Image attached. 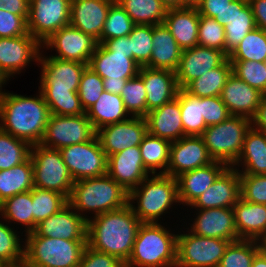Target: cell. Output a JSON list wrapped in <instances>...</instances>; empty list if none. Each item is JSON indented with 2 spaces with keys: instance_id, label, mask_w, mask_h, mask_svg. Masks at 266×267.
Masks as SVG:
<instances>
[{
  "instance_id": "1",
  "label": "cell",
  "mask_w": 266,
  "mask_h": 267,
  "mask_svg": "<svg viewBox=\"0 0 266 267\" xmlns=\"http://www.w3.org/2000/svg\"><path fill=\"white\" fill-rule=\"evenodd\" d=\"M39 56L41 91L50 114L76 116L85 114L78 96L79 83L88 64Z\"/></svg>"
},
{
  "instance_id": "2",
  "label": "cell",
  "mask_w": 266,
  "mask_h": 267,
  "mask_svg": "<svg viewBox=\"0 0 266 267\" xmlns=\"http://www.w3.org/2000/svg\"><path fill=\"white\" fill-rule=\"evenodd\" d=\"M141 221L130 204L87 220V245L110 254L126 264L130 258Z\"/></svg>"
},
{
  "instance_id": "3",
  "label": "cell",
  "mask_w": 266,
  "mask_h": 267,
  "mask_svg": "<svg viewBox=\"0 0 266 267\" xmlns=\"http://www.w3.org/2000/svg\"><path fill=\"white\" fill-rule=\"evenodd\" d=\"M50 116L41 93L35 97L5 92L0 94V129L12 136L40 144Z\"/></svg>"
},
{
  "instance_id": "4",
  "label": "cell",
  "mask_w": 266,
  "mask_h": 267,
  "mask_svg": "<svg viewBox=\"0 0 266 267\" xmlns=\"http://www.w3.org/2000/svg\"><path fill=\"white\" fill-rule=\"evenodd\" d=\"M68 203L88 220V216L84 215L85 211H92V214L98 216L124 207L128 204V192L106 174L75 181Z\"/></svg>"
},
{
  "instance_id": "5",
  "label": "cell",
  "mask_w": 266,
  "mask_h": 267,
  "mask_svg": "<svg viewBox=\"0 0 266 267\" xmlns=\"http://www.w3.org/2000/svg\"><path fill=\"white\" fill-rule=\"evenodd\" d=\"M177 234L160 223H141L125 267H175Z\"/></svg>"
},
{
  "instance_id": "6",
  "label": "cell",
  "mask_w": 266,
  "mask_h": 267,
  "mask_svg": "<svg viewBox=\"0 0 266 267\" xmlns=\"http://www.w3.org/2000/svg\"><path fill=\"white\" fill-rule=\"evenodd\" d=\"M137 206L132 203H136ZM128 203L142 223H158L163 213H167L173 203H180L176 178L166 174L146 177L128 193Z\"/></svg>"
},
{
  "instance_id": "7",
  "label": "cell",
  "mask_w": 266,
  "mask_h": 267,
  "mask_svg": "<svg viewBox=\"0 0 266 267\" xmlns=\"http://www.w3.org/2000/svg\"><path fill=\"white\" fill-rule=\"evenodd\" d=\"M24 262L27 267H78L87 240H66L25 234Z\"/></svg>"
},
{
  "instance_id": "8",
  "label": "cell",
  "mask_w": 266,
  "mask_h": 267,
  "mask_svg": "<svg viewBox=\"0 0 266 267\" xmlns=\"http://www.w3.org/2000/svg\"><path fill=\"white\" fill-rule=\"evenodd\" d=\"M251 126L249 118L231 115L219 124L207 126L201 137L214 161L232 166L242 152L246 133Z\"/></svg>"
},
{
  "instance_id": "9",
  "label": "cell",
  "mask_w": 266,
  "mask_h": 267,
  "mask_svg": "<svg viewBox=\"0 0 266 267\" xmlns=\"http://www.w3.org/2000/svg\"><path fill=\"white\" fill-rule=\"evenodd\" d=\"M30 158L34 187L59 192L68 199L75 181L60 151L35 144L31 145Z\"/></svg>"
},
{
  "instance_id": "10",
  "label": "cell",
  "mask_w": 266,
  "mask_h": 267,
  "mask_svg": "<svg viewBox=\"0 0 266 267\" xmlns=\"http://www.w3.org/2000/svg\"><path fill=\"white\" fill-rule=\"evenodd\" d=\"M88 66L103 79L104 91L117 95L128 79L139 74L141 67L132 54L114 53L102 43H98Z\"/></svg>"
},
{
  "instance_id": "11",
  "label": "cell",
  "mask_w": 266,
  "mask_h": 267,
  "mask_svg": "<svg viewBox=\"0 0 266 267\" xmlns=\"http://www.w3.org/2000/svg\"><path fill=\"white\" fill-rule=\"evenodd\" d=\"M230 241L202 237L188 231L177 234L175 267H218Z\"/></svg>"
},
{
  "instance_id": "12",
  "label": "cell",
  "mask_w": 266,
  "mask_h": 267,
  "mask_svg": "<svg viewBox=\"0 0 266 267\" xmlns=\"http://www.w3.org/2000/svg\"><path fill=\"white\" fill-rule=\"evenodd\" d=\"M74 181L107 174L108 157L95 136L92 140L59 149Z\"/></svg>"
},
{
  "instance_id": "13",
  "label": "cell",
  "mask_w": 266,
  "mask_h": 267,
  "mask_svg": "<svg viewBox=\"0 0 266 267\" xmlns=\"http://www.w3.org/2000/svg\"><path fill=\"white\" fill-rule=\"evenodd\" d=\"M96 136L92 122L86 113L76 116L50 114L41 145L51 149L80 144Z\"/></svg>"
},
{
  "instance_id": "14",
  "label": "cell",
  "mask_w": 266,
  "mask_h": 267,
  "mask_svg": "<svg viewBox=\"0 0 266 267\" xmlns=\"http://www.w3.org/2000/svg\"><path fill=\"white\" fill-rule=\"evenodd\" d=\"M71 0H30L28 32L41 44L70 22Z\"/></svg>"
},
{
  "instance_id": "15",
  "label": "cell",
  "mask_w": 266,
  "mask_h": 267,
  "mask_svg": "<svg viewBox=\"0 0 266 267\" xmlns=\"http://www.w3.org/2000/svg\"><path fill=\"white\" fill-rule=\"evenodd\" d=\"M42 44L29 32L19 37H0V74L7 81L31 61H39Z\"/></svg>"
},
{
  "instance_id": "16",
  "label": "cell",
  "mask_w": 266,
  "mask_h": 267,
  "mask_svg": "<svg viewBox=\"0 0 266 267\" xmlns=\"http://www.w3.org/2000/svg\"><path fill=\"white\" fill-rule=\"evenodd\" d=\"M97 45L98 41L95 38L71 25L59 29L42 43L43 48L55 49L59 54L51 57L85 64H89Z\"/></svg>"
},
{
  "instance_id": "17",
  "label": "cell",
  "mask_w": 266,
  "mask_h": 267,
  "mask_svg": "<svg viewBox=\"0 0 266 267\" xmlns=\"http://www.w3.org/2000/svg\"><path fill=\"white\" fill-rule=\"evenodd\" d=\"M147 133V122L144 117H129L126 121L96 130V136L107 157L126 148L139 146Z\"/></svg>"
},
{
  "instance_id": "18",
  "label": "cell",
  "mask_w": 266,
  "mask_h": 267,
  "mask_svg": "<svg viewBox=\"0 0 266 267\" xmlns=\"http://www.w3.org/2000/svg\"><path fill=\"white\" fill-rule=\"evenodd\" d=\"M214 162L201 136H184L172 142L167 175L177 176Z\"/></svg>"
},
{
  "instance_id": "19",
  "label": "cell",
  "mask_w": 266,
  "mask_h": 267,
  "mask_svg": "<svg viewBox=\"0 0 266 267\" xmlns=\"http://www.w3.org/2000/svg\"><path fill=\"white\" fill-rule=\"evenodd\" d=\"M228 56L221 50L209 47L194 46L182 50L175 76L180 89L199 78L209 70L221 66Z\"/></svg>"
},
{
  "instance_id": "20",
  "label": "cell",
  "mask_w": 266,
  "mask_h": 267,
  "mask_svg": "<svg viewBox=\"0 0 266 267\" xmlns=\"http://www.w3.org/2000/svg\"><path fill=\"white\" fill-rule=\"evenodd\" d=\"M33 232L43 237L87 240V220L67 203L54 215L39 222Z\"/></svg>"
},
{
  "instance_id": "21",
  "label": "cell",
  "mask_w": 266,
  "mask_h": 267,
  "mask_svg": "<svg viewBox=\"0 0 266 267\" xmlns=\"http://www.w3.org/2000/svg\"><path fill=\"white\" fill-rule=\"evenodd\" d=\"M240 197V174L236 168L228 166L190 207L195 209L233 207Z\"/></svg>"
},
{
  "instance_id": "22",
  "label": "cell",
  "mask_w": 266,
  "mask_h": 267,
  "mask_svg": "<svg viewBox=\"0 0 266 267\" xmlns=\"http://www.w3.org/2000/svg\"><path fill=\"white\" fill-rule=\"evenodd\" d=\"M107 174L128 193L150 176L142 161L139 146L108 156Z\"/></svg>"
},
{
  "instance_id": "23",
  "label": "cell",
  "mask_w": 266,
  "mask_h": 267,
  "mask_svg": "<svg viewBox=\"0 0 266 267\" xmlns=\"http://www.w3.org/2000/svg\"><path fill=\"white\" fill-rule=\"evenodd\" d=\"M196 217L190 232L210 238H221L230 242L240 240L234 219L233 207L196 209Z\"/></svg>"
},
{
  "instance_id": "24",
  "label": "cell",
  "mask_w": 266,
  "mask_h": 267,
  "mask_svg": "<svg viewBox=\"0 0 266 267\" xmlns=\"http://www.w3.org/2000/svg\"><path fill=\"white\" fill-rule=\"evenodd\" d=\"M116 0H71L69 25L91 35L100 43L104 22Z\"/></svg>"
},
{
  "instance_id": "25",
  "label": "cell",
  "mask_w": 266,
  "mask_h": 267,
  "mask_svg": "<svg viewBox=\"0 0 266 267\" xmlns=\"http://www.w3.org/2000/svg\"><path fill=\"white\" fill-rule=\"evenodd\" d=\"M263 96V93L249 86L233 73L227 79L220 94L222 102L232 116L247 117L250 120L256 115Z\"/></svg>"
},
{
  "instance_id": "26",
  "label": "cell",
  "mask_w": 266,
  "mask_h": 267,
  "mask_svg": "<svg viewBox=\"0 0 266 267\" xmlns=\"http://www.w3.org/2000/svg\"><path fill=\"white\" fill-rule=\"evenodd\" d=\"M139 75L146 90L147 113L177 97L180 90L175 72L166 69L140 67Z\"/></svg>"
},
{
  "instance_id": "27",
  "label": "cell",
  "mask_w": 266,
  "mask_h": 267,
  "mask_svg": "<svg viewBox=\"0 0 266 267\" xmlns=\"http://www.w3.org/2000/svg\"><path fill=\"white\" fill-rule=\"evenodd\" d=\"M227 167L228 165L224 162L214 161L207 166L177 176L179 202L190 206Z\"/></svg>"
},
{
  "instance_id": "28",
  "label": "cell",
  "mask_w": 266,
  "mask_h": 267,
  "mask_svg": "<svg viewBox=\"0 0 266 267\" xmlns=\"http://www.w3.org/2000/svg\"><path fill=\"white\" fill-rule=\"evenodd\" d=\"M151 135L174 142L184 137L180 103L177 98L147 113L144 117Z\"/></svg>"
},
{
  "instance_id": "29",
  "label": "cell",
  "mask_w": 266,
  "mask_h": 267,
  "mask_svg": "<svg viewBox=\"0 0 266 267\" xmlns=\"http://www.w3.org/2000/svg\"><path fill=\"white\" fill-rule=\"evenodd\" d=\"M164 23L182 50L198 45L197 7L170 8L167 10Z\"/></svg>"
},
{
  "instance_id": "30",
  "label": "cell",
  "mask_w": 266,
  "mask_h": 267,
  "mask_svg": "<svg viewBox=\"0 0 266 267\" xmlns=\"http://www.w3.org/2000/svg\"><path fill=\"white\" fill-rule=\"evenodd\" d=\"M233 209L240 239L257 241L266 233V205L247 202L240 197Z\"/></svg>"
},
{
  "instance_id": "31",
  "label": "cell",
  "mask_w": 266,
  "mask_h": 267,
  "mask_svg": "<svg viewBox=\"0 0 266 267\" xmlns=\"http://www.w3.org/2000/svg\"><path fill=\"white\" fill-rule=\"evenodd\" d=\"M152 43V55L147 67L175 72L181 58L182 49L165 23L153 25Z\"/></svg>"
},
{
  "instance_id": "32",
  "label": "cell",
  "mask_w": 266,
  "mask_h": 267,
  "mask_svg": "<svg viewBox=\"0 0 266 267\" xmlns=\"http://www.w3.org/2000/svg\"><path fill=\"white\" fill-rule=\"evenodd\" d=\"M240 164H243V167L239 171ZM232 167L236 168L239 174L266 175L265 132L251 126L246 133L242 152Z\"/></svg>"
},
{
  "instance_id": "33",
  "label": "cell",
  "mask_w": 266,
  "mask_h": 267,
  "mask_svg": "<svg viewBox=\"0 0 266 267\" xmlns=\"http://www.w3.org/2000/svg\"><path fill=\"white\" fill-rule=\"evenodd\" d=\"M85 113L95 130L129 119L122 97L107 91H103L99 100Z\"/></svg>"
},
{
  "instance_id": "34",
  "label": "cell",
  "mask_w": 266,
  "mask_h": 267,
  "mask_svg": "<svg viewBox=\"0 0 266 267\" xmlns=\"http://www.w3.org/2000/svg\"><path fill=\"white\" fill-rule=\"evenodd\" d=\"M33 188V164L30 157L20 165L0 170V204L7 198Z\"/></svg>"
},
{
  "instance_id": "35",
  "label": "cell",
  "mask_w": 266,
  "mask_h": 267,
  "mask_svg": "<svg viewBox=\"0 0 266 267\" xmlns=\"http://www.w3.org/2000/svg\"><path fill=\"white\" fill-rule=\"evenodd\" d=\"M233 73L229 59L221 66L209 70L199 78L191 81L184 90L195 97L207 98L220 96L227 79Z\"/></svg>"
},
{
  "instance_id": "36",
  "label": "cell",
  "mask_w": 266,
  "mask_h": 267,
  "mask_svg": "<svg viewBox=\"0 0 266 267\" xmlns=\"http://www.w3.org/2000/svg\"><path fill=\"white\" fill-rule=\"evenodd\" d=\"M171 144L172 142L169 140L151 135L150 133L144 136L139 148L145 169L149 173L152 175H167ZM158 169L161 171L157 173Z\"/></svg>"
},
{
  "instance_id": "37",
  "label": "cell",
  "mask_w": 266,
  "mask_h": 267,
  "mask_svg": "<svg viewBox=\"0 0 266 267\" xmlns=\"http://www.w3.org/2000/svg\"><path fill=\"white\" fill-rule=\"evenodd\" d=\"M255 19L248 1L237 0V15L224 26L225 30V54L228 56L247 35L256 28Z\"/></svg>"
},
{
  "instance_id": "38",
  "label": "cell",
  "mask_w": 266,
  "mask_h": 267,
  "mask_svg": "<svg viewBox=\"0 0 266 267\" xmlns=\"http://www.w3.org/2000/svg\"><path fill=\"white\" fill-rule=\"evenodd\" d=\"M136 24L164 23L167 7L160 0H116Z\"/></svg>"
},
{
  "instance_id": "39",
  "label": "cell",
  "mask_w": 266,
  "mask_h": 267,
  "mask_svg": "<svg viewBox=\"0 0 266 267\" xmlns=\"http://www.w3.org/2000/svg\"><path fill=\"white\" fill-rule=\"evenodd\" d=\"M33 202L32 190L20 194H16L7 198L0 204V215L3 220L15 221L25 226L24 232L28 234L33 232Z\"/></svg>"
},
{
  "instance_id": "40",
  "label": "cell",
  "mask_w": 266,
  "mask_h": 267,
  "mask_svg": "<svg viewBox=\"0 0 266 267\" xmlns=\"http://www.w3.org/2000/svg\"><path fill=\"white\" fill-rule=\"evenodd\" d=\"M180 103L184 136H201L207 128L202 116L201 98L180 89L177 97Z\"/></svg>"
},
{
  "instance_id": "41",
  "label": "cell",
  "mask_w": 266,
  "mask_h": 267,
  "mask_svg": "<svg viewBox=\"0 0 266 267\" xmlns=\"http://www.w3.org/2000/svg\"><path fill=\"white\" fill-rule=\"evenodd\" d=\"M33 202V231L37 224L54 215L68 203V199L59 192L34 187Z\"/></svg>"
},
{
  "instance_id": "42",
  "label": "cell",
  "mask_w": 266,
  "mask_h": 267,
  "mask_svg": "<svg viewBox=\"0 0 266 267\" xmlns=\"http://www.w3.org/2000/svg\"><path fill=\"white\" fill-rule=\"evenodd\" d=\"M228 59L266 62V31L256 27L248 32Z\"/></svg>"
},
{
  "instance_id": "43",
  "label": "cell",
  "mask_w": 266,
  "mask_h": 267,
  "mask_svg": "<svg viewBox=\"0 0 266 267\" xmlns=\"http://www.w3.org/2000/svg\"><path fill=\"white\" fill-rule=\"evenodd\" d=\"M31 145L0 129V170L20 165L30 157Z\"/></svg>"
},
{
  "instance_id": "44",
  "label": "cell",
  "mask_w": 266,
  "mask_h": 267,
  "mask_svg": "<svg viewBox=\"0 0 266 267\" xmlns=\"http://www.w3.org/2000/svg\"><path fill=\"white\" fill-rule=\"evenodd\" d=\"M8 224L0 221V262L6 267H15L24 262V245L18 236L19 232L16 233Z\"/></svg>"
},
{
  "instance_id": "45",
  "label": "cell",
  "mask_w": 266,
  "mask_h": 267,
  "mask_svg": "<svg viewBox=\"0 0 266 267\" xmlns=\"http://www.w3.org/2000/svg\"><path fill=\"white\" fill-rule=\"evenodd\" d=\"M258 252L259 247L256 240L240 239L230 242L218 267H251Z\"/></svg>"
},
{
  "instance_id": "46",
  "label": "cell",
  "mask_w": 266,
  "mask_h": 267,
  "mask_svg": "<svg viewBox=\"0 0 266 267\" xmlns=\"http://www.w3.org/2000/svg\"><path fill=\"white\" fill-rule=\"evenodd\" d=\"M136 24L126 11L115 1L109 8L104 22L100 43L104 40L128 36Z\"/></svg>"
},
{
  "instance_id": "47",
  "label": "cell",
  "mask_w": 266,
  "mask_h": 267,
  "mask_svg": "<svg viewBox=\"0 0 266 267\" xmlns=\"http://www.w3.org/2000/svg\"><path fill=\"white\" fill-rule=\"evenodd\" d=\"M146 90L142 77L138 74L127 80L120 96L130 117H145L147 115Z\"/></svg>"
},
{
  "instance_id": "48",
  "label": "cell",
  "mask_w": 266,
  "mask_h": 267,
  "mask_svg": "<svg viewBox=\"0 0 266 267\" xmlns=\"http://www.w3.org/2000/svg\"><path fill=\"white\" fill-rule=\"evenodd\" d=\"M233 74L266 95V62L229 60Z\"/></svg>"
},
{
  "instance_id": "49",
  "label": "cell",
  "mask_w": 266,
  "mask_h": 267,
  "mask_svg": "<svg viewBox=\"0 0 266 267\" xmlns=\"http://www.w3.org/2000/svg\"><path fill=\"white\" fill-rule=\"evenodd\" d=\"M130 35L132 58L142 67L150 63L153 50V25H135Z\"/></svg>"
},
{
  "instance_id": "50",
  "label": "cell",
  "mask_w": 266,
  "mask_h": 267,
  "mask_svg": "<svg viewBox=\"0 0 266 267\" xmlns=\"http://www.w3.org/2000/svg\"><path fill=\"white\" fill-rule=\"evenodd\" d=\"M103 91V79L87 66L82 74L78 89L80 103L85 112L99 100Z\"/></svg>"
},
{
  "instance_id": "51",
  "label": "cell",
  "mask_w": 266,
  "mask_h": 267,
  "mask_svg": "<svg viewBox=\"0 0 266 267\" xmlns=\"http://www.w3.org/2000/svg\"><path fill=\"white\" fill-rule=\"evenodd\" d=\"M198 45L225 53V30L214 18L199 15Z\"/></svg>"
},
{
  "instance_id": "52",
  "label": "cell",
  "mask_w": 266,
  "mask_h": 267,
  "mask_svg": "<svg viewBox=\"0 0 266 267\" xmlns=\"http://www.w3.org/2000/svg\"><path fill=\"white\" fill-rule=\"evenodd\" d=\"M240 195L247 202L266 205V175L240 174Z\"/></svg>"
},
{
  "instance_id": "53",
  "label": "cell",
  "mask_w": 266,
  "mask_h": 267,
  "mask_svg": "<svg viewBox=\"0 0 266 267\" xmlns=\"http://www.w3.org/2000/svg\"><path fill=\"white\" fill-rule=\"evenodd\" d=\"M201 104L206 126L219 124L231 116L220 96L201 98Z\"/></svg>"
},
{
  "instance_id": "54",
  "label": "cell",
  "mask_w": 266,
  "mask_h": 267,
  "mask_svg": "<svg viewBox=\"0 0 266 267\" xmlns=\"http://www.w3.org/2000/svg\"><path fill=\"white\" fill-rule=\"evenodd\" d=\"M27 33V21L22 16L0 9V37H19Z\"/></svg>"
},
{
  "instance_id": "55",
  "label": "cell",
  "mask_w": 266,
  "mask_h": 267,
  "mask_svg": "<svg viewBox=\"0 0 266 267\" xmlns=\"http://www.w3.org/2000/svg\"><path fill=\"white\" fill-rule=\"evenodd\" d=\"M78 267H125V264L110 254L86 245Z\"/></svg>"
},
{
  "instance_id": "56",
  "label": "cell",
  "mask_w": 266,
  "mask_h": 267,
  "mask_svg": "<svg viewBox=\"0 0 266 267\" xmlns=\"http://www.w3.org/2000/svg\"><path fill=\"white\" fill-rule=\"evenodd\" d=\"M233 0H201L197 6L199 15L214 18L220 25L224 11Z\"/></svg>"
},
{
  "instance_id": "57",
  "label": "cell",
  "mask_w": 266,
  "mask_h": 267,
  "mask_svg": "<svg viewBox=\"0 0 266 267\" xmlns=\"http://www.w3.org/2000/svg\"><path fill=\"white\" fill-rule=\"evenodd\" d=\"M30 0H0V9L22 16L26 21L29 16Z\"/></svg>"
},
{
  "instance_id": "58",
  "label": "cell",
  "mask_w": 266,
  "mask_h": 267,
  "mask_svg": "<svg viewBox=\"0 0 266 267\" xmlns=\"http://www.w3.org/2000/svg\"><path fill=\"white\" fill-rule=\"evenodd\" d=\"M102 44L114 53L132 54L130 47V35L115 39L104 40Z\"/></svg>"
},
{
  "instance_id": "59",
  "label": "cell",
  "mask_w": 266,
  "mask_h": 267,
  "mask_svg": "<svg viewBox=\"0 0 266 267\" xmlns=\"http://www.w3.org/2000/svg\"><path fill=\"white\" fill-rule=\"evenodd\" d=\"M256 26L266 31V0H249Z\"/></svg>"
},
{
  "instance_id": "60",
  "label": "cell",
  "mask_w": 266,
  "mask_h": 267,
  "mask_svg": "<svg viewBox=\"0 0 266 267\" xmlns=\"http://www.w3.org/2000/svg\"><path fill=\"white\" fill-rule=\"evenodd\" d=\"M251 121L254 128L266 133V95L262 97L256 115Z\"/></svg>"
},
{
  "instance_id": "61",
  "label": "cell",
  "mask_w": 266,
  "mask_h": 267,
  "mask_svg": "<svg viewBox=\"0 0 266 267\" xmlns=\"http://www.w3.org/2000/svg\"><path fill=\"white\" fill-rule=\"evenodd\" d=\"M237 15V0H233L224 11V18L222 19V26L229 24Z\"/></svg>"
},
{
  "instance_id": "62",
  "label": "cell",
  "mask_w": 266,
  "mask_h": 267,
  "mask_svg": "<svg viewBox=\"0 0 266 267\" xmlns=\"http://www.w3.org/2000/svg\"><path fill=\"white\" fill-rule=\"evenodd\" d=\"M251 267H266V256L260 251L255 255Z\"/></svg>"
},
{
  "instance_id": "63",
  "label": "cell",
  "mask_w": 266,
  "mask_h": 267,
  "mask_svg": "<svg viewBox=\"0 0 266 267\" xmlns=\"http://www.w3.org/2000/svg\"><path fill=\"white\" fill-rule=\"evenodd\" d=\"M201 0H179V8L197 7Z\"/></svg>"
},
{
  "instance_id": "64",
  "label": "cell",
  "mask_w": 266,
  "mask_h": 267,
  "mask_svg": "<svg viewBox=\"0 0 266 267\" xmlns=\"http://www.w3.org/2000/svg\"><path fill=\"white\" fill-rule=\"evenodd\" d=\"M259 251L266 256V233L262 235L258 240Z\"/></svg>"
},
{
  "instance_id": "65",
  "label": "cell",
  "mask_w": 266,
  "mask_h": 267,
  "mask_svg": "<svg viewBox=\"0 0 266 267\" xmlns=\"http://www.w3.org/2000/svg\"><path fill=\"white\" fill-rule=\"evenodd\" d=\"M167 9L170 8H179V0H160Z\"/></svg>"
},
{
  "instance_id": "66",
  "label": "cell",
  "mask_w": 266,
  "mask_h": 267,
  "mask_svg": "<svg viewBox=\"0 0 266 267\" xmlns=\"http://www.w3.org/2000/svg\"><path fill=\"white\" fill-rule=\"evenodd\" d=\"M7 83V81L2 77V75L0 74V94L3 92L2 90V86L4 85V84H6Z\"/></svg>"
},
{
  "instance_id": "67",
  "label": "cell",
  "mask_w": 266,
  "mask_h": 267,
  "mask_svg": "<svg viewBox=\"0 0 266 267\" xmlns=\"http://www.w3.org/2000/svg\"><path fill=\"white\" fill-rule=\"evenodd\" d=\"M15 267H27V266H25L24 264H21V265L15 266Z\"/></svg>"
},
{
  "instance_id": "68",
  "label": "cell",
  "mask_w": 266,
  "mask_h": 267,
  "mask_svg": "<svg viewBox=\"0 0 266 267\" xmlns=\"http://www.w3.org/2000/svg\"><path fill=\"white\" fill-rule=\"evenodd\" d=\"M0 267H6L3 263L0 262Z\"/></svg>"
}]
</instances>
